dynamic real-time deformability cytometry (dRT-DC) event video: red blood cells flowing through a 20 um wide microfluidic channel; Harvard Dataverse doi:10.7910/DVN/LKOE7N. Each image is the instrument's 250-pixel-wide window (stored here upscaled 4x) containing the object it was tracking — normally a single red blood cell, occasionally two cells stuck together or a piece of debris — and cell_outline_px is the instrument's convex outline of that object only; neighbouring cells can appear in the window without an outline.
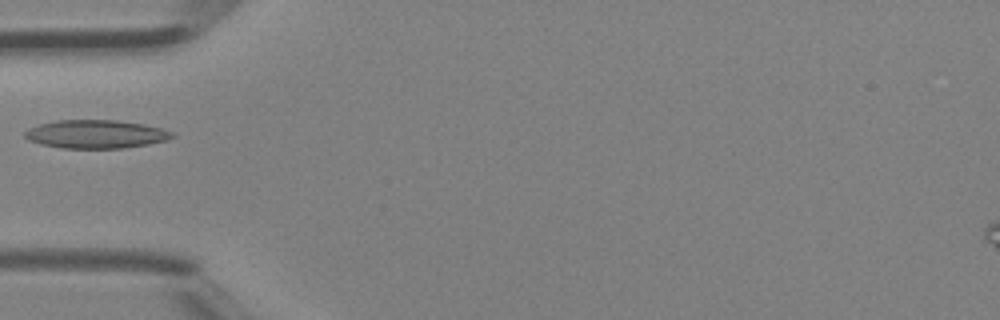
{"species": "Egyptian fruit bat (a non-hibernating species)", "species_latin": "Rousettus aegyptiacus", "temperature_condition": "room temperature", "stored_images_in_passage": 4, "camera_frame_rate_fps": 3000, "um_per_image_px": 0.085, "animal": {"sex": "female"}, "frame": {"image": 1, "passage_image": 4, "time_ms": 1.0, "image_size_px": [1000, 320], "cell_outline_px": [[176, 136], [164, 140], [148, 144], [124, 148], [60, 148], [40, 144], [28, 140], [24, 136], [24, 132], [28, 128], [40, 124], [56, 120], [116, 120], [144, 124], [160, 128], [172, 132]], "centroid_in_image_um": [8.11, 11.4], "position_along_channel_um": 76.9, "area_um2": 24.33}}